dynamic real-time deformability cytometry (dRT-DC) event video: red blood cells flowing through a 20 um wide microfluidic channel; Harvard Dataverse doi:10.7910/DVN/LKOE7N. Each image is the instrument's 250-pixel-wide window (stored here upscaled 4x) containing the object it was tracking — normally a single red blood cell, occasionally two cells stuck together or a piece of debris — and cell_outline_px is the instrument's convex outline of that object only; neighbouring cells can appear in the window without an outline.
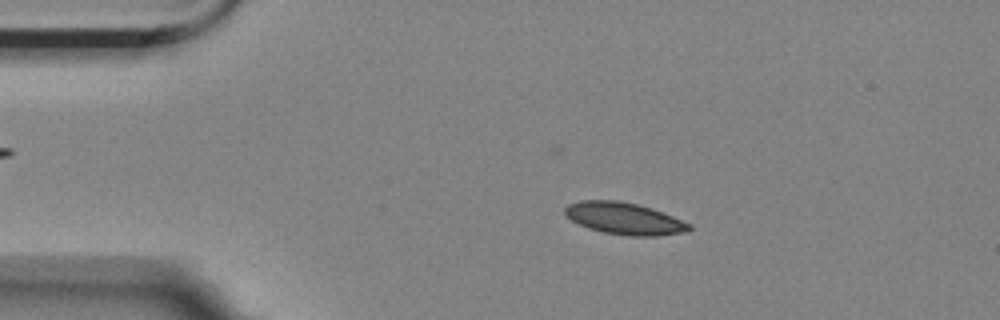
{"species": "Egyptian fruit bat (a non-hibernating species)", "species_latin": "Rousettus aegyptiacus", "temperature_condition": "room temperature", "stored_images_in_passage": 8, "camera_frame_rate_fps": 3000, "um_per_image_px": 0.085, "animal": {"sex": "female"}, "frame": {"image": 1, "passage_image": 3, "time_ms": 0.667, "image_size_px": [1000, 320], "cell_outline_px": [[692, 228], [688, 232], [656, 236], [632, 236], [604, 232], [588, 228], [572, 220], [564, 212], [564, 208], [568, 204], [580, 200], [620, 200], [652, 208], [692, 224]], "centroid_in_image_um": [53.09, 18.57], "position_along_channel_um": 31.9, "area_um2": 23.12}}
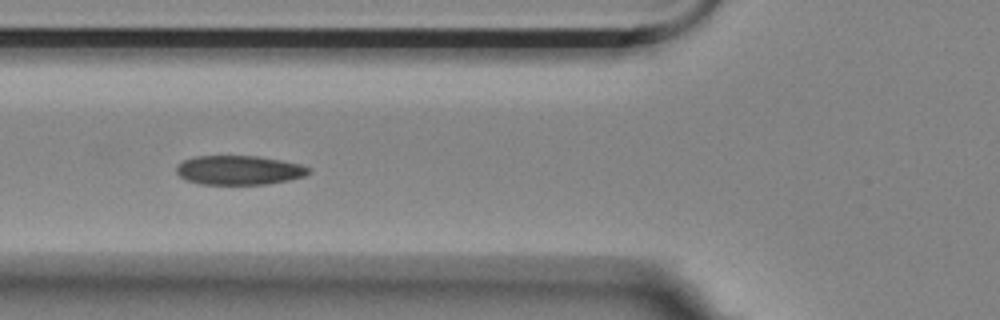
{"frame": {"image": 2, "passage_image": 6, "time_ms": 1.667, "image_size_px": [1000, 320], "cell_outline_px": [[312, 172], [304, 176], [288, 180], [268, 184], [200, 184], [188, 180], [180, 176], [176, 172], [176, 164], [184, 160], [196, 156], [260, 156], [300, 164], [312, 168]], "centroid_in_image_um": [20.34, 14.46], "position_along_channel_um": 105.5, "area_um2": 22.6}}
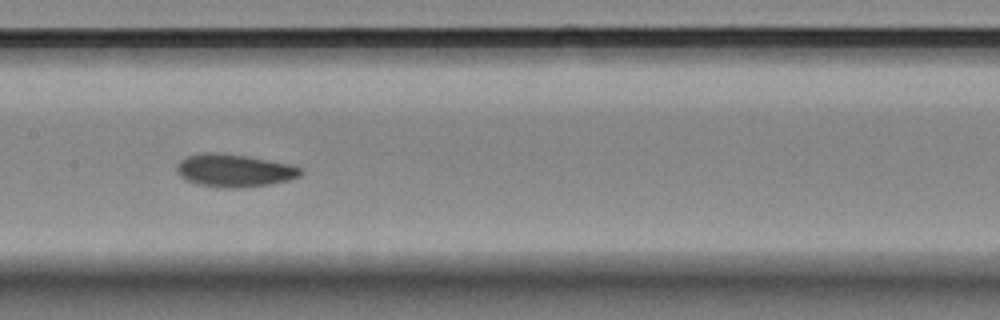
{"frame": {"image": 3, "passage_image": 8, "time_ms": 2.333, "image_size_px": [1000, 320], "cell_outline_px": [[304, 172], [300, 176], [288, 180], [268, 184], [240, 188], [220, 188], [200, 184], [188, 180], [180, 176], [176, 168], [180, 160], [184, 156], [200, 152], [220, 152], [248, 156], [292, 164], [300, 168]], "centroid_in_image_um": [19.91, 14.47], "position_along_channel_um": 187.5, "area_um2": 23.87}}